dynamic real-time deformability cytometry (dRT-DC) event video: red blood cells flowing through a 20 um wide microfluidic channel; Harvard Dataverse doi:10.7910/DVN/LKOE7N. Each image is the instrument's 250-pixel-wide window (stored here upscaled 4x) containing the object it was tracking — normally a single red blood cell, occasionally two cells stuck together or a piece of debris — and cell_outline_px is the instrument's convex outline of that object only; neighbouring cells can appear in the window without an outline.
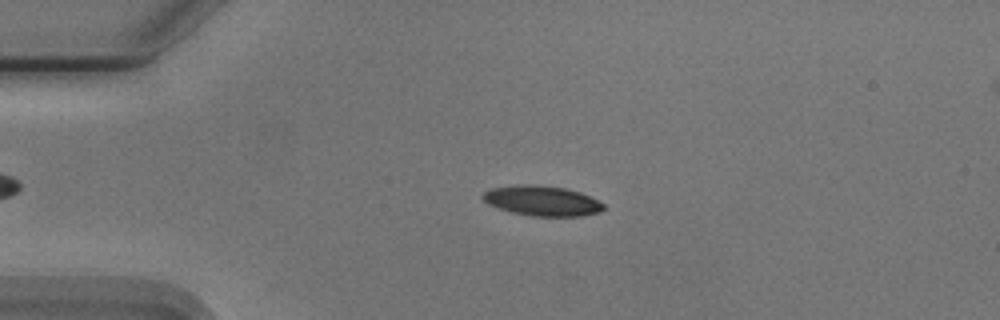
{"species": "Egyptian fruit bat (a non-hibernating species)", "species_latin": "Rousettus aegyptiacus", "temperature_condition": "cold", "stored_images_in_passage": 48, "camera_frame_rate_fps": 3000, "um_per_image_px": 0.085, "animal": {"sex": "male"}, "frame": {"image": 1, "passage_image": 12, "time_ms": 3.667, "image_size_px": [1000, 320], "cell_outline_px": [[604, 208], [600, 212], [580, 216], [532, 216], [512, 212], [488, 204], [480, 196], [484, 192], [492, 188], [520, 184], [536, 184], [564, 188], [580, 192], [604, 204]], "centroid_in_image_um": [46.06, 17.06], "position_along_channel_um": 38.9, "area_um2": 21.04}}
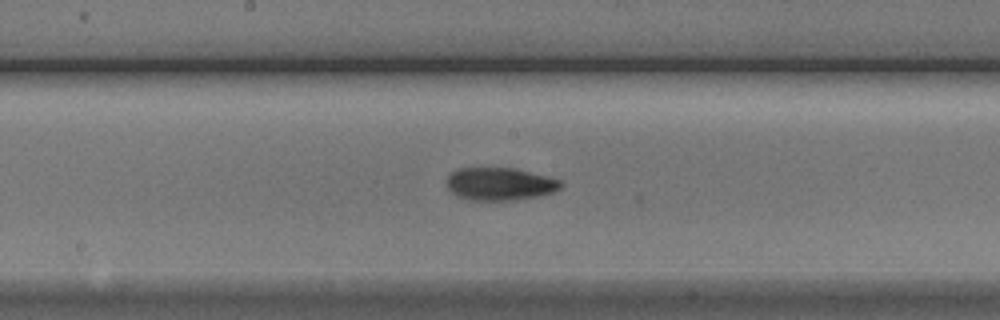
{"frame": {"image": 2, "passage_image": 28, "time_ms": 9.0, "image_size_px": [1000, 320], "cell_outline_px": [[564, 184], [560, 188], [552, 192], [536, 196], [512, 200], [468, 200], [456, 196], [448, 188], [448, 176], [456, 168], [512, 168], [548, 176], [560, 180]], "centroid_in_image_um": [42.47, 15.63], "position_along_channel_um": 205.7, "area_um2": 21.62}}
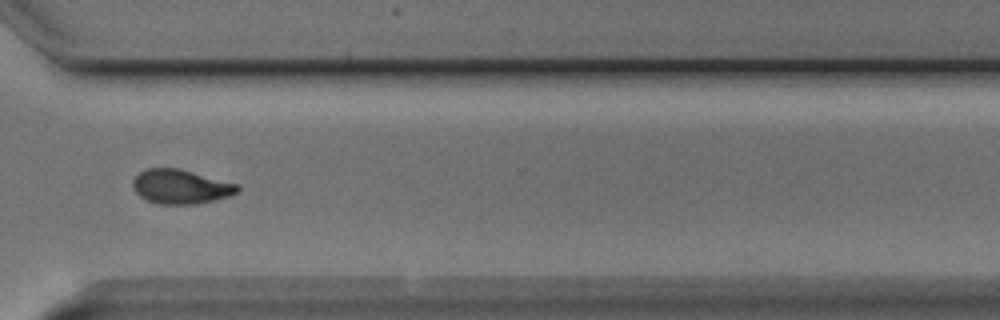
{"frame": {"image": 3, "passage_image": 40, "time_ms": 13.0, "image_size_px": [1000, 320], "cell_outline_px": [[240, 192], [228, 196], [196, 204], [160, 204], [148, 200], [140, 196], [132, 188], [132, 180], [140, 172], [148, 168], [176, 168], [240, 184]], "centroid_in_image_um": [15.37, 15.87], "position_along_channel_um": 355.2, "area_um2": 20.81}, "authors_computed_cell_mechanics": {"area_um2": 20.9525, "velocity_mm_per_s": 3.7428, "shape_relaxation_time_tau1_ms": 2.452, "shape_relaxation_time_tau2_ms": 3.6446, "deformation_change_tau1": 0.1114, "deformation_change_tau2": 0.0829}}